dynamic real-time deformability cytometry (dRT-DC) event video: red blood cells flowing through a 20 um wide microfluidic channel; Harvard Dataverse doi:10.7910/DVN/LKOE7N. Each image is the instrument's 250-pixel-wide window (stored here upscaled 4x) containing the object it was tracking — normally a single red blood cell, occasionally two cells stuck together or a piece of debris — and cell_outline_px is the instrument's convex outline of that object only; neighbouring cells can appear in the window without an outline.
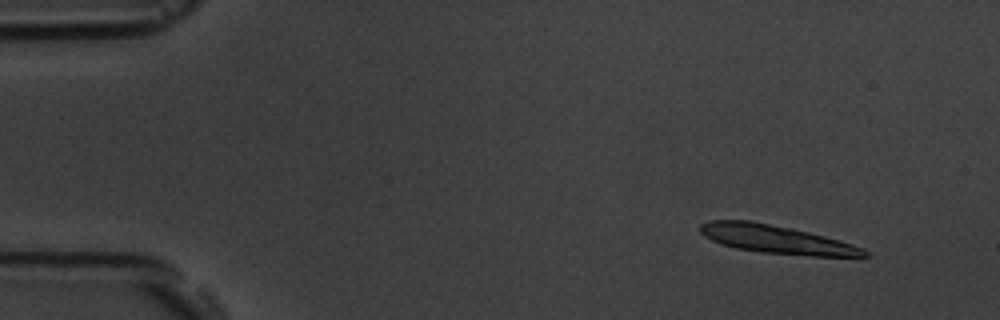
{"species": "common noctule bat (a hibernating species)", "species_latin": "Nyctalus noctula", "temperature_condition": "room temperature", "stored_images_in_passage": 3, "camera_frame_rate_fps": 3000, "um_per_image_px": 0.085, "animal": {"sex": "male", "body_mass_g": 19.5, "forearm_length_mm": 54.6}, "frame": {"image": 1, "passage_image": 1, "time_ms": 0.0, "image_size_px": [1000, 320], "cell_outline_px": [[868, 256], [812, 256], [760, 252], [736, 248], [720, 244], [704, 236], [700, 232], [700, 224], [708, 220], [748, 220], [792, 228], [840, 240], [864, 248], [868, 252]], "centroid_in_image_um": [65.96, 20.34], "position_along_channel_um": 19.0, "area_um2": 26.99}}